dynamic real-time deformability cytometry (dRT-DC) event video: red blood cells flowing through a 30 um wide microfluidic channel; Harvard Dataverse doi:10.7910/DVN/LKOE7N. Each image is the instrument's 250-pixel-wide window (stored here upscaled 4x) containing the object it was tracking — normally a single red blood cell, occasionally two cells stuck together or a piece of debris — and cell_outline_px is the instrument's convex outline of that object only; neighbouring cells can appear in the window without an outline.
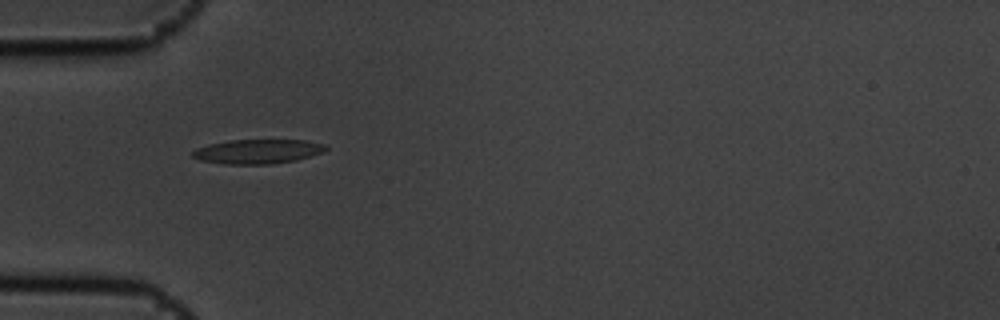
{"species": "common noctule bat (a hibernating species)", "species_latin": "Nyctalus noctula", "temperature_condition": "cold", "stored_images_in_passage": 9, "camera_frame_rate_fps": 3000, "um_per_image_px": 0.085, "animal": {"sex": "male", "body_mass_g": 19.5, "forearm_length_mm": 54.6}, "frame": {"image": 1, "passage_image": 6, "time_ms": 1.667, "image_size_px": [1000, 320], "cell_outline_px": [[328, 148], [324, 152], [296, 160], [272, 164], [220, 164], [200, 160], [192, 156], [192, 152], [196, 148], [208, 144], [228, 140], [304, 140], [324, 144]], "centroid_in_image_um": [21.88, 12.88], "position_along_channel_um": 63.1, "area_um2": 19.02}}
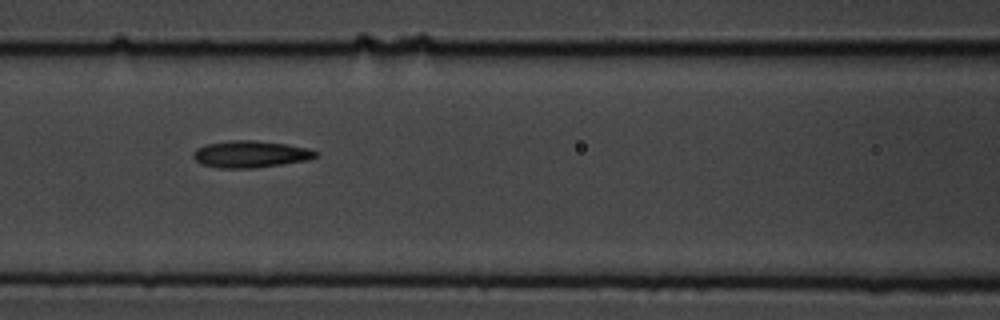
{"frame": {"image": 2, "passage_image": 8, "time_ms": 2.333, "image_size_px": [1000, 320], "cell_outline_px": [[320, 156], [308, 160], [256, 168], [220, 168], [200, 164], [192, 156], [192, 152], [196, 148], [204, 144], [228, 140], [256, 140], [288, 144], [308, 148], [320, 152]], "centroid_in_image_um": [21.3, 13.09], "position_along_channel_um": 145.3, "area_um2": 19.59}}
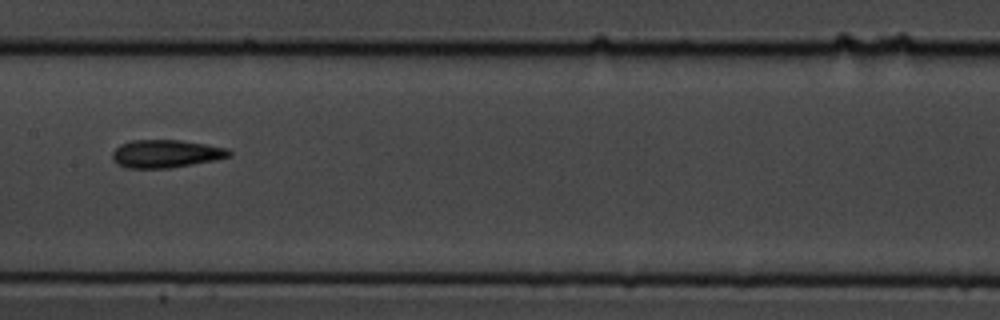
{"frame": {"image": 3, "passage_image": 9, "time_ms": 2.667, "image_size_px": [1000, 320], "cell_outline_px": [[232, 156], [216, 160], [172, 168], [128, 168], [112, 160], [112, 152], [120, 144], [132, 140], [180, 140], [228, 148], [232, 152]], "centroid_in_image_um": [14.13, 13.07], "position_along_channel_um": 193.3, "area_um2": 19.07}}